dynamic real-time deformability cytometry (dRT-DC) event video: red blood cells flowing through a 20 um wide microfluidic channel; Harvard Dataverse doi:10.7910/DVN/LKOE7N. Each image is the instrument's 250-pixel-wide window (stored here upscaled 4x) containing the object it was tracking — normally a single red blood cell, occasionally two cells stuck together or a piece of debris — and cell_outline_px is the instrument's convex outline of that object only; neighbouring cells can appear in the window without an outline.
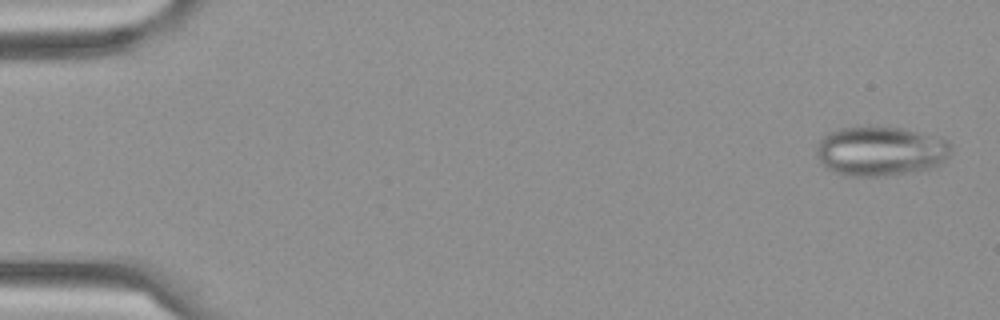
{"species": "Egyptian fruit bat (a non-hibernating species)", "species_latin": "Rousettus aegyptiacus", "temperature_condition": "cold", "stored_images_in_passage": 6, "camera_frame_rate_fps": 3000, "um_per_image_px": 0.085, "frame": {"image": 1, "passage_image": 1, "time_ms": 0.0, "image_size_px": [1000, 320], "cell_outline_px": [[948, 156], [936, 168], [912, 172], [884, 176], [844, 176], [828, 168], [816, 156], [816, 148], [820, 140], [828, 132], [840, 128], [900, 128], [948, 140]], "centroid_in_image_um": [74.82, 12.88], "position_along_channel_um": 10.2, "area_um2": 38.26}}